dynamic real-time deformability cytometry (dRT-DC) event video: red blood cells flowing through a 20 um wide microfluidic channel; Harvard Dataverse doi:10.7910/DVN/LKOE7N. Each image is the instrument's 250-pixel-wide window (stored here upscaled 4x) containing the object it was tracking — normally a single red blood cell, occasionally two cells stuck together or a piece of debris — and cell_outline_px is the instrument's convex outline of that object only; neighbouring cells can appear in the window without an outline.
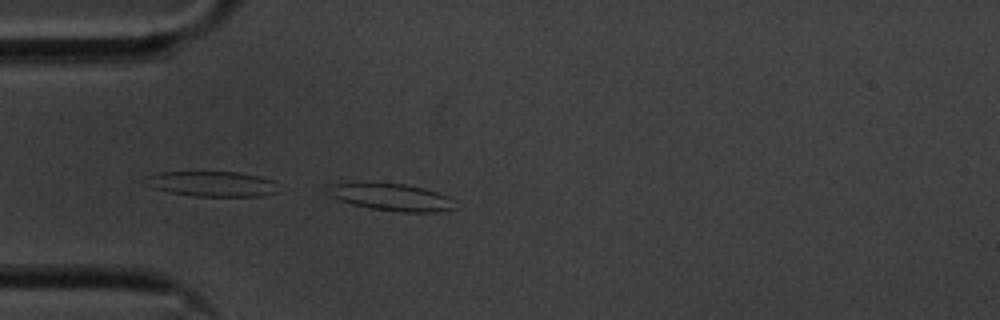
{"species": "common noctule bat (a hibernating species)", "species_latin": "Nyctalus noctula", "temperature_condition": "cold", "stored_images_in_passage": 15, "camera_frame_rate_fps": 3000, "um_per_image_px": 0.085, "animal": {"sex": "male", "body_mass_g": 20.1, "forearm_length_mm": 53.5}, "frame": {"image": 1, "passage_image": 15, "time_ms": 4.667, "image_size_px": [1000, 320], "cell_outline_px": [[456, 208], [436, 212], [400, 212], [372, 208], [352, 204], [328, 196], [328, 184], [364, 180], [404, 184], [424, 188], [448, 196], [456, 200]], "centroid_in_image_um": [33.22, 16.71], "position_along_channel_um": 51.8, "area_um2": 20.87}}